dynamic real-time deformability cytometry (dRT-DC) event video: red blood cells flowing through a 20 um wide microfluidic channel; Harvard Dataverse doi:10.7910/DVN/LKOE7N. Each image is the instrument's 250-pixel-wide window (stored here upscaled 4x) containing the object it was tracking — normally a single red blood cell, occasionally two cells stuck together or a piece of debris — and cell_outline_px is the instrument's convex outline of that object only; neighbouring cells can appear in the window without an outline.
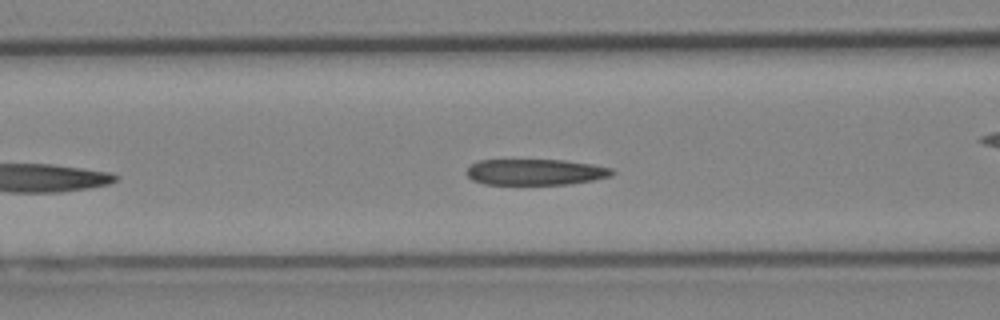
{"species": "Egyptian fruit bat (a non-hibernating species)", "species_latin": "Rousettus aegyptiacus", "temperature_condition": "cold", "stored_images_in_passage": 29, "camera_frame_rate_fps": 3000, "um_per_image_px": 0.085, "animal": {"sex": "female"}, "frame": {"image": 1, "passage_image": 9, "time_ms": 2.667, "image_size_px": [1000, 320], "cell_outline_px": [[616, 172], [612, 176], [592, 180], [568, 184], [484, 184], [472, 180], [468, 176], [468, 168], [472, 164], [480, 160], [564, 160], [592, 164], [612, 168]], "centroid_in_image_um": [45.55, 14.62], "position_along_channel_um": 121.1, "area_um2": 21.96}}
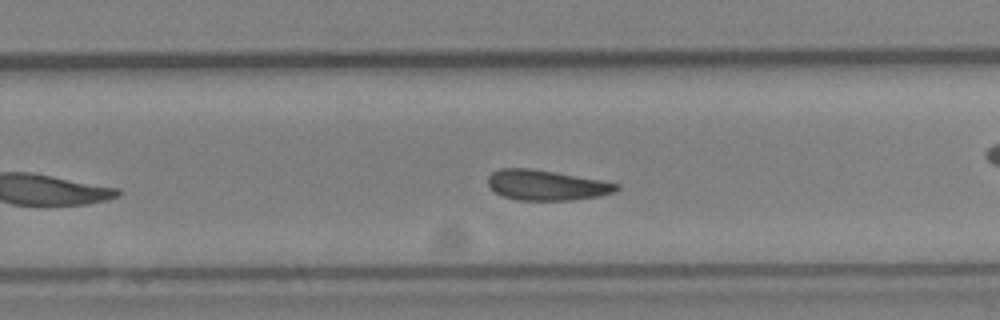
{"frame": {"image": 2, "passage_image": 21, "time_ms": 6.667, "image_size_px": [1000, 320], "cell_outline_px": [[620, 188], [612, 192], [600, 196], [572, 200], [516, 200], [504, 196], [496, 192], [488, 184], [488, 176], [492, 172], [500, 168], [532, 168], [556, 172], [600, 180], [620, 184]], "centroid_in_image_um": [46.44, 15.73], "position_along_channel_um": 283.4, "area_um2": 22.6}, "authors_computed_cell_mechanics": {"area_um2": 23.2934, "velocity_mm_per_s": 4.0737, "shape_relaxation_time_tau1_ms": null, "shape_relaxation_time_tau2_ms": 8.3093, "deformation_change_tau1": null, "deformation_change_tau2": 0.1333}}